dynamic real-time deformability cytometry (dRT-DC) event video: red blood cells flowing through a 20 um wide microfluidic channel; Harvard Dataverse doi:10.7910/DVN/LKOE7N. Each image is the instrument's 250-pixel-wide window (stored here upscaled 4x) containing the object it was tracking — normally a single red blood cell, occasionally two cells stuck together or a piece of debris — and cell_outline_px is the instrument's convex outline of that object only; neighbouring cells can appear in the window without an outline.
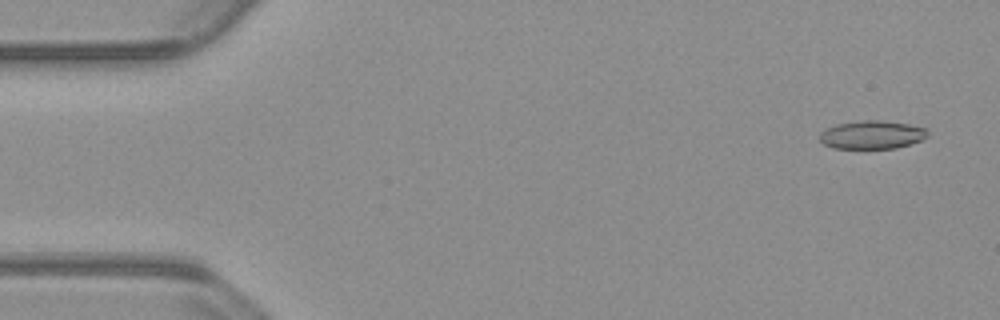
{"species": "common noctule bat (a hibernating species)", "species_latin": "Nyctalus noctula", "temperature_condition": "warm", "stored_images_in_passage": 50, "camera_frame_rate_fps": 3000, "um_per_image_px": 0.085, "animal": {"sex": "male", "body_mass_g": 23.1, "forearm_length_mm": 52.7}, "frame": {"image": 1, "passage_image": 3, "time_ms": 0.667, "image_size_px": [1000, 320], "cell_outline_px": [[928, 136], [920, 140], [896, 148], [832, 148], [824, 144], [820, 140], [820, 132], [836, 124], [860, 120], [880, 120], [908, 124], [928, 128]], "centroid_in_image_um": [74.12, 11.45], "position_along_channel_um": 10.9, "area_um2": 17.74}}
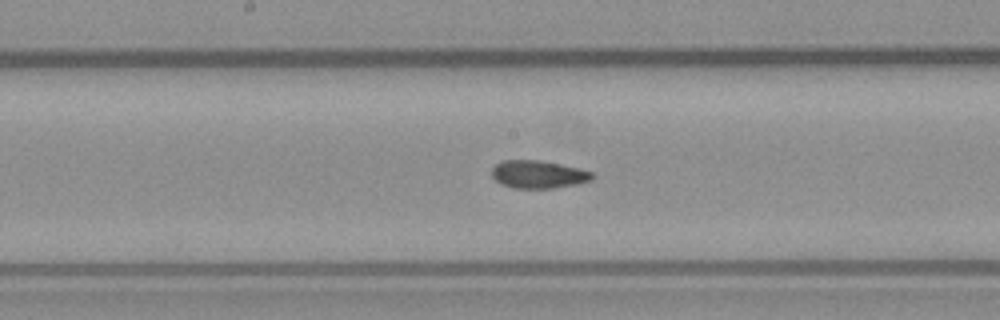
{"frame": {"image": 2, "passage_image": 23, "time_ms": 7.333, "image_size_px": [1000, 320], "cell_outline_px": [[596, 176], [592, 180], [576, 184], [552, 188], [512, 188], [500, 184], [492, 176], [492, 168], [496, 164], [504, 160], [536, 160], [560, 164], [580, 168], [592, 172]], "centroid_in_image_um": [45.76, 14.82], "position_along_channel_um": 202.4, "area_um2": 16.3}}
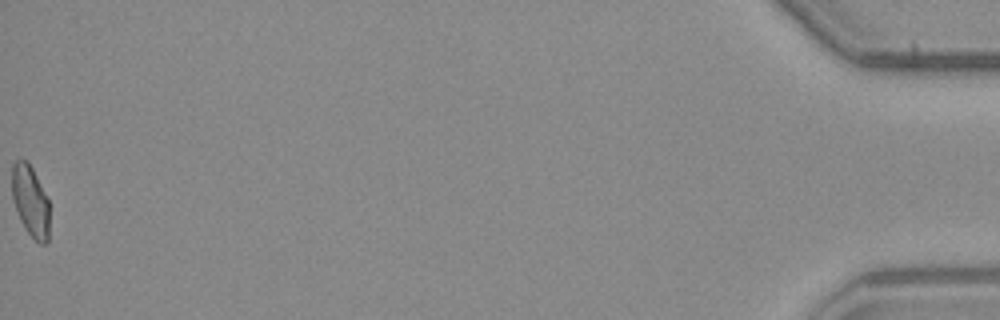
{"frame": {"image": 3, "passage_image": 50, "time_ms": 16.333, "image_size_px": [1000, 320], "cell_outline_px": [[48, 240], [44, 244], [40, 244], [24, 228], [20, 220], [12, 196], [12, 164], [16, 160], [28, 160], [48, 200]], "centroid_in_image_um": [2.56, 17.07], "position_along_channel_um": 432.6, "area_um2": 15.26}, "authors_computed_cell_mechanics": {"area_um2": 16.3285, "velocity_mm_per_s": 3.8117, "shape_relaxation_time_tau1_ms": null, "shape_relaxation_time_tau2_ms": 2.8136, "deformation_change_tau1": null, "deformation_change_tau2": 0.0863}}